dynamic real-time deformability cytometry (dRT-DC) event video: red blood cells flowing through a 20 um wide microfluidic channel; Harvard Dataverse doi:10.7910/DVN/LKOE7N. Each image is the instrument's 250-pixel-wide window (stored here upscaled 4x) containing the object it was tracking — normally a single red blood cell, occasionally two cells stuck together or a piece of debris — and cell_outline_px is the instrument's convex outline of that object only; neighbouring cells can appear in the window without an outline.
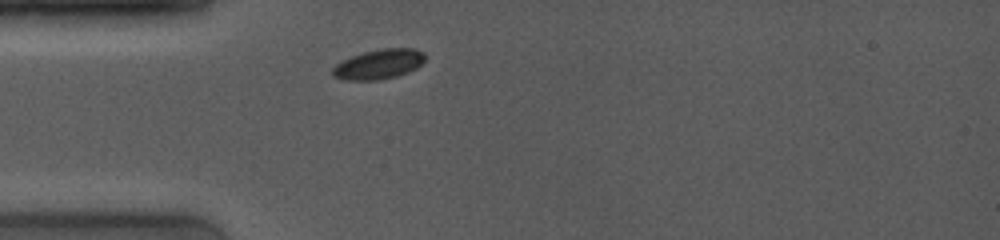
{"species": "common noctule bat (a hibernating species)", "species_latin": "Nyctalus noctula", "temperature_condition": "room temperature", "stored_images_in_passage": 26, "camera_frame_rate_fps": 4000, "um_per_image_px": 0.085, "animal": {"sex": "female", "body_mass_g": 19.0, "forearm_length_mm": 53.3}, "frame": {"image": 1, "passage_image": 1, "time_ms": 0.0, "image_size_px": [1000, 240], "cell_outline_px": [[424, 60], [416, 68], [408, 72], [396, 76], [380, 80], [344, 80], [332, 76], [332, 68], [336, 64], [352, 56], [364, 52], [384, 48], [412, 48], [424, 52]], "centroid_in_image_um": [32.18, 5.46], "position_along_channel_um": 52.8, "area_um2": 15.95}}
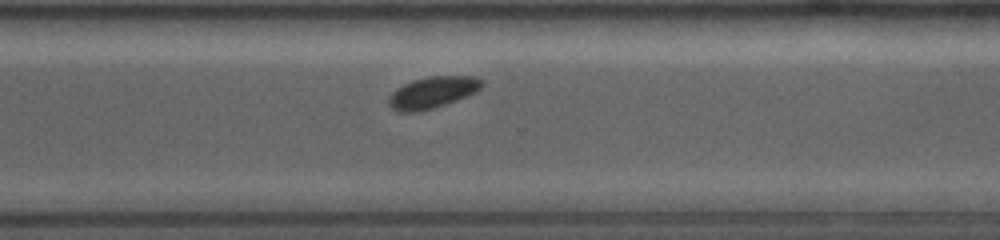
{"frame": {"image": 2, "passage_image": 20, "time_ms": 7.25, "image_size_px": [1000, 240], "cell_outline_px": [[484, 84], [476, 92], [456, 100], [420, 112], [396, 112], [388, 104], [388, 100], [392, 92], [396, 88], [412, 80], [432, 76], [472, 76], [484, 80]], "centroid_in_image_um": [36.75, 7.86], "position_along_channel_um": 333.9, "area_um2": 17.11}}
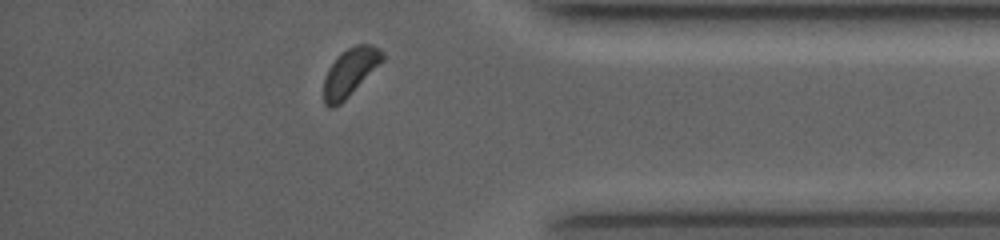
{"frame": {"image": 3, "passage_image": 25, "time_ms": 9.25, "image_size_px": [1000, 240], "cell_outline_px": [[384, 60], [340, 104], [332, 108], [328, 108], [324, 104], [324, 80], [328, 68], [348, 48], [356, 44], [372, 44], [380, 48], [384, 52]], "centroid_in_image_um": [29.77, 6.13], "position_along_channel_um": 405.4, "area_um2": 16.01}, "authors_computed_cell_mechanics": {"area_um2": 16.9065, "velocity_mm_per_s": 3.9943, "shape_relaxation_time_tau1_ms": 2.2095, "shape_relaxation_time_tau2_ms": null, "deformation_change_tau1": 0.0629, "deformation_change_tau2": null}}